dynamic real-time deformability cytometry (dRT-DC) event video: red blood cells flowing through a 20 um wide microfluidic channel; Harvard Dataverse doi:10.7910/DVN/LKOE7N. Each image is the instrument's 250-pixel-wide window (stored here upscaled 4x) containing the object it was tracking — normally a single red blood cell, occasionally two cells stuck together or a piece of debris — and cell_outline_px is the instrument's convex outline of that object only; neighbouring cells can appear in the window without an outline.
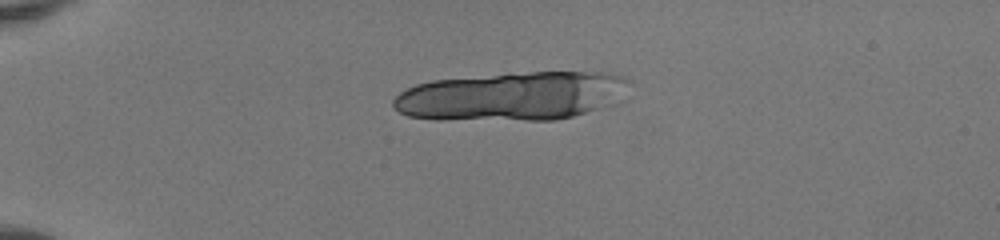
{"species": "human", "species_latin": "Homo sapiens", "temperature_condition": "room temperature", "stored_images_in_passage": 9, "camera_frame_rate_fps": 3000, "um_per_image_px": 0.085, "donor": {"sex": "female"}, "frame": {"image": 1, "passage_image": 1, "time_ms": 0.0, "image_size_px": [1000, 240], "cell_outline_px": [[628, 80], [596, 108], [572, 116], [556, 120], [432, 120], [408, 116], [392, 108], [392, 100], [400, 92], [416, 84], [432, 80], [532, 72], [600, 72], [624, 76]], "centroid_in_image_um": [43.23, 8.19], "position_along_channel_um": 41.8, "area_um2": 65.14}}